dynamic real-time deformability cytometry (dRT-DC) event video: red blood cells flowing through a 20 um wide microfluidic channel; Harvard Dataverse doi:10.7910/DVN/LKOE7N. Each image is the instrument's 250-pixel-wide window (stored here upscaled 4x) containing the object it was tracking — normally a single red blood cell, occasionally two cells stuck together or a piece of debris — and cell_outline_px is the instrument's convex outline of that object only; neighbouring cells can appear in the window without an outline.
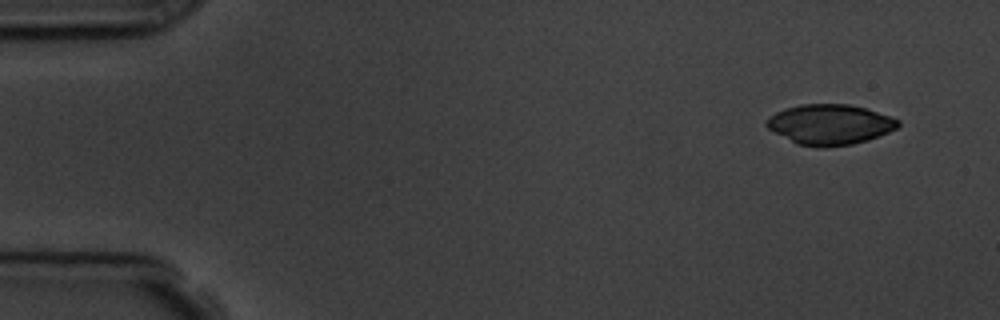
{"species": "common noctule bat (a hibernating species)", "species_latin": "Nyctalus noctula", "temperature_condition": "room temperature", "stored_images_in_passage": 5, "segment_of_instrument_passage": [1, 2], "camera_frame_rate_fps": 3000, "um_per_image_px": 0.085, "animal": {"sex": "male", "body_mass_g": 19.5, "forearm_length_mm": 54.6}, "frame": {"image": 1, "passage_image": 1, "time_ms": 0.0, "image_size_px": [1000, 320], "cell_outline_px": [[900, 124], [896, 128], [888, 132], [868, 140], [852, 144], [824, 148], [816, 148], [796, 144], [768, 128], [764, 124], [768, 116], [784, 108], [800, 104], [848, 104], [864, 108], [900, 120]], "centroid_in_image_um": [70.49, 10.59], "position_along_channel_um": 14.5, "area_um2": 30.92}}